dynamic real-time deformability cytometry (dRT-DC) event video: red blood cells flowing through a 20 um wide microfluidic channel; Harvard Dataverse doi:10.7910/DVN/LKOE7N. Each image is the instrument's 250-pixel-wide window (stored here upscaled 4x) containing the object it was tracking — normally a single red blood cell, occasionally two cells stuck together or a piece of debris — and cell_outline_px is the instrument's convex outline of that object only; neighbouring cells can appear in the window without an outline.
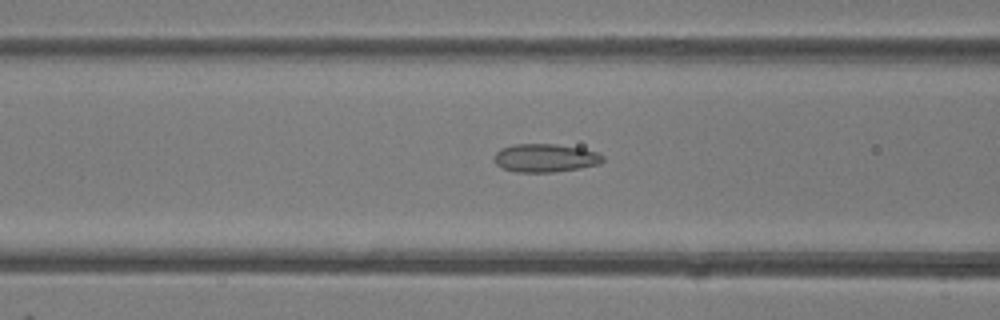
{"species": "common noctule bat (a hibernating species)", "species_latin": "Nyctalus noctula", "temperature_condition": "room temperature", "stored_images_in_passage": 36, "camera_frame_rate_fps": 3000, "um_per_image_px": 0.085, "animal": {"sex": "female"}, "frame": {"image": 1, "passage_image": 7, "time_ms": 2.0, "image_size_px": [1000, 320], "cell_outline_px": [[604, 160], [600, 164], [580, 168], [552, 172], [516, 172], [504, 168], [496, 164], [492, 160], [492, 156], [500, 148], [512, 144], [556, 144], [580, 148], [596, 152], [604, 156]], "centroid_in_image_um": [46.31, 13.42], "position_along_channel_um": 120.3, "area_um2": 18.03}}
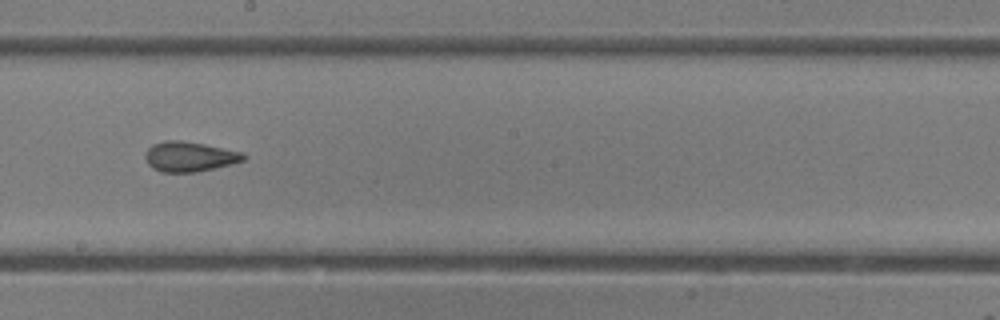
{"frame": {"image": 2, "passage_image": 15, "time_ms": 4.667, "image_size_px": [1000, 320], "cell_outline_px": [[248, 156], [244, 160], [196, 172], [160, 172], [152, 168], [148, 164], [144, 156], [148, 148], [152, 144], [164, 140], [180, 140], [204, 144], [244, 152]], "centroid_in_image_um": [16.08, 13.3], "position_along_channel_um": 232.1, "area_um2": 17.17}}
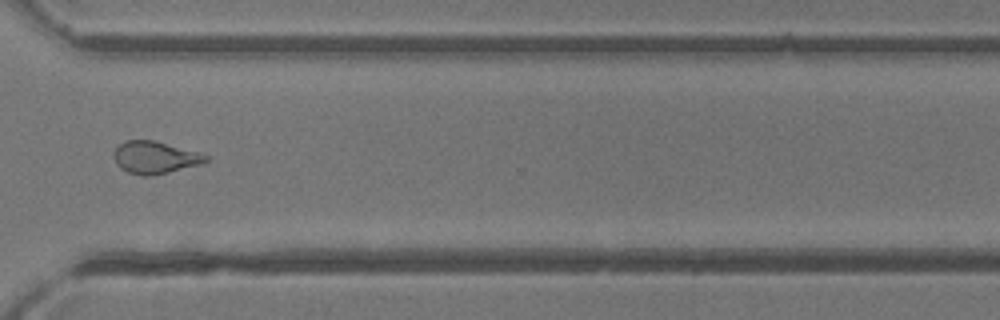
{"frame": {"image": 3, "passage_image": 24, "time_ms": 7.667, "image_size_px": [1000, 320], "cell_outline_px": [[208, 160], [204, 164], [152, 176], [140, 176], [128, 172], [120, 168], [116, 164], [112, 156], [116, 148], [124, 140], [156, 140], [200, 152], [208, 156]], "centroid_in_image_um": [13.19, 13.39], "position_along_channel_um": 357.4, "area_um2": 17.74}, "authors_computed_cell_mechanics": {"area_um2": 17.5134, "velocity_mm_per_s": 4.1847, "shape_relaxation_time_tau1_ms": null, "shape_relaxation_time_tau2_ms": 1.5112, "deformation_change_tau1": null, "deformation_change_tau2": 0.0967}}